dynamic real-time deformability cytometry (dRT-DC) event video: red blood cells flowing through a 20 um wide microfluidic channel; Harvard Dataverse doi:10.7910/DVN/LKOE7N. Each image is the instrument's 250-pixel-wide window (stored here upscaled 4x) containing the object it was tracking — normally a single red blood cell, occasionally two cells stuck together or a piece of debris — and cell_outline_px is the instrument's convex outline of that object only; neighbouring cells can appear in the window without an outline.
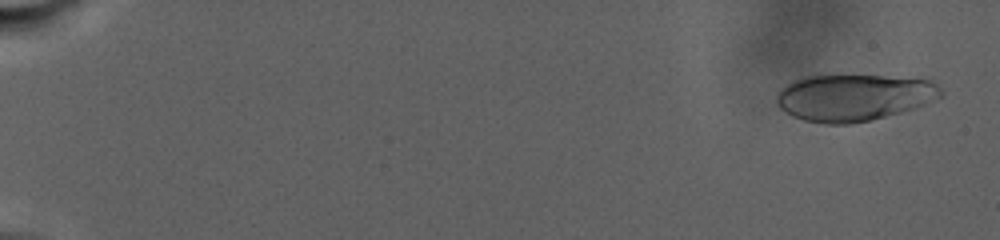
{"species": "human", "species_latin": "Homo sapiens", "temperature_condition": "warm", "stored_images_in_passage": 62, "camera_frame_rate_fps": 3000, "um_per_image_px": 0.085, "donor": {"sex": "male"}, "frame": {"image": 1, "passage_image": 3, "time_ms": 1.0, "image_size_px": [1000, 240], "cell_outline_px": [[944, 96], [916, 108], [868, 120], [848, 124], [824, 124], [804, 120], [792, 116], [784, 112], [776, 104], [776, 96], [780, 88], [792, 80], [804, 76], [928, 76], [944, 92]], "centroid_in_image_um": [72.63, 8.26], "position_along_channel_um": 12.4, "area_um2": 45.49}}
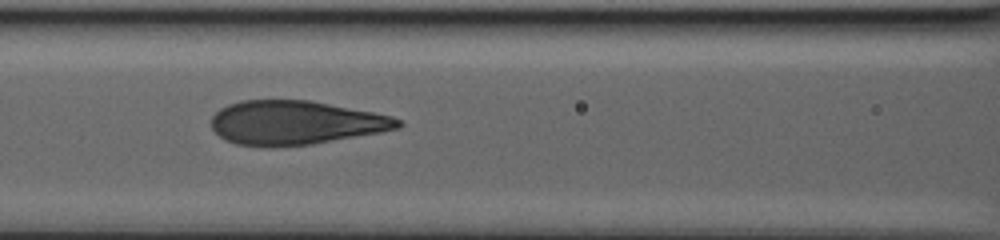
{"frame": {"image": 2, "passage_image": 36, "time_ms": 14.333, "image_size_px": [1000, 240], "cell_outline_px": [[404, 124], [400, 128], [380, 132], [312, 144], [236, 144], [224, 140], [212, 128], [212, 116], [220, 108], [228, 104], [240, 100], [308, 100], [372, 112], [392, 116], [400, 120]], "centroid_in_image_um": [25.12, 10.4], "position_along_channel_um": 141.5, "area_um2": 46.82}}
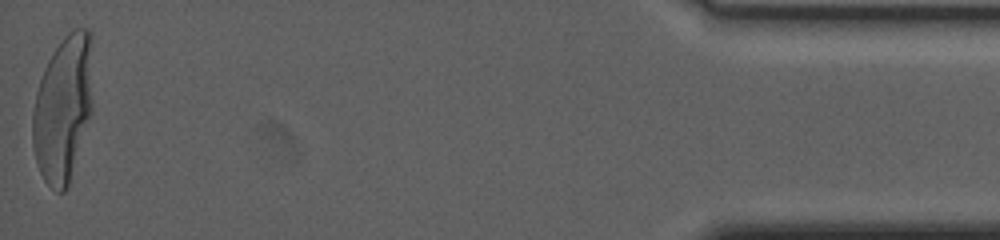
{"frame": {"image": 3, "passage_image": 62, "time_ms": 29.333, "image_size_px": [1000, 240], "cell_outline_px": [[92, 112], [68, 188], [64, 192], [56, 192], [44, 180], [40, 172], [36, 160], [32, 144], [32, 112], [36, 92], [44, 68], [52, 52], [64, 36], [68, 32], [76, 28], [88, 28], [92, 32]], "centroid_in_image_um": [5.38, 9.2], "position_along_channel_um": 429.8, "area_um2": 52.14}, "authors_computed_cell_mechanics": {"area_um2": 46.9914, "velocity_mm_per_s": 2.4338, "shape_relaxation_time_tau1_ms": 7.2581, "shape_relaxation_time_tau2_ms": null, "deformation_change_tau1": 0.2604, "deformation_change_tau2": null}}